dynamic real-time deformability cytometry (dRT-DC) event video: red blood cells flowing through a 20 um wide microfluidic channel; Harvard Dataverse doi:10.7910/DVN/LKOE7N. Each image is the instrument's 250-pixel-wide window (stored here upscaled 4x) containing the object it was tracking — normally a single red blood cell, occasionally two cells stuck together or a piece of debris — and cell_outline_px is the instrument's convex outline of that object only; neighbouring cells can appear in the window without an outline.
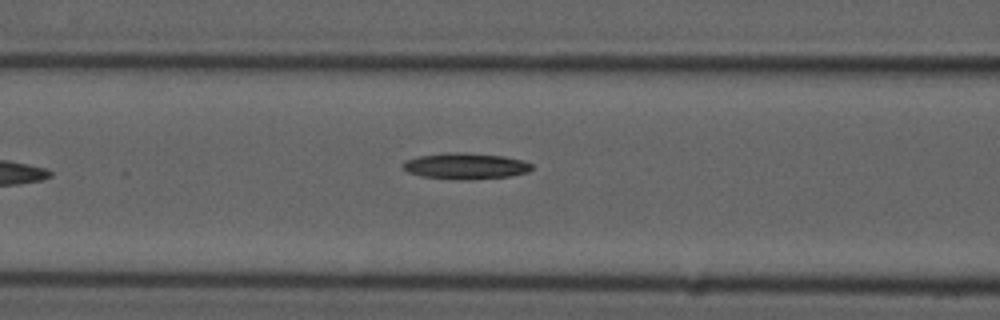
{"species": "common noctule bat (a hibernating species)", "species_latin": "Nyctalus noctula", "temperature_condition": "cold", "stored_images_in_passage": 7, "camera_frame_rate_fps": 3000, "um_per_image_px": 0.085, "animal": {"sex": "male", "forearm_length_mm": 52.5}, "frame": {"image": 1, "passage_image": 7, "time_ms": 7.0, "image_size_px": [1000, 320], "cell_outline_px": [[532, 168], [528, 172], [508, 176], [468, 180], [460, 180], [420, 176], [408, 172], [400, 164], [404, 160], [420, 156], [444, 152], [464, 152], [504, 156], [524, 160], [532, 164]], "centroid_in_image_um": [39.55, 14.1], "position_along_channel_um": 127.1, "area_um2": 19.83}}